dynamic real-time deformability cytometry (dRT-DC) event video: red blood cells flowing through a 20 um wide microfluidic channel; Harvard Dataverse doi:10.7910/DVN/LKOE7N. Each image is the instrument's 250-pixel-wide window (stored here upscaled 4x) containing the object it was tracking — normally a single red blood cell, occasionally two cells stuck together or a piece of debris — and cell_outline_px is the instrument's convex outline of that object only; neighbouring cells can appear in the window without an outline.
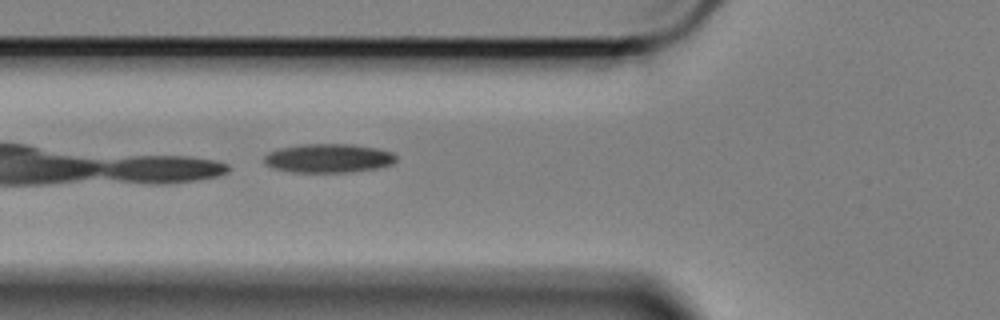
{"species": "Egyptian fruit bat (a non-hibernating species)", "species_latin": "Rousettus aegyptiacus", "temperature_condition": "cold", "stored_images_in_passage": 24, "camera_frame_rate_fps": 3000, "um_per_image_px": 0.085, "animal": {"sex": "female"}, "frame": {"image": 1, "passage_image": 3, "time_ms": 0.667, "image_size_px": [1000, 320], "cell_outline_px": [[396, 160], [392, 164], [376, 168], [348, 172], [292, 172], [276, 168], [268, 164], [264, 160], [264, 156], [268, 152], [280, 148], [300, 144], [352, 144], [376, 148], [392, 152], [396, 156]], "centroid_in_image_um": [27.93, 13.44], "position_along_channel_um": 97.9, "area_um2": 22.02}}
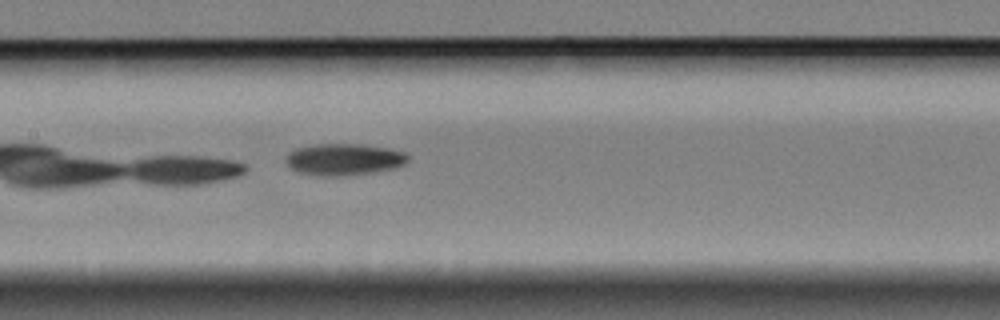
{"frame": {"image": 2, "passage_image": 10, "time_ms": 3.0, "image_size_px": [1000, 320], "cell_outline_px": [[408, 160], [404, 164], [396, 168], [376, 172], [340, 176], [316, 176], [300, 172], [292, 168], [284, 160], [288, 152], [296, 148], [316, 144], [360, 144], [388, 148], [404, 152], [408, 156]], "centroid_in_image_um": [29.23, 13.55], "position_along_channel_um": 178.2, "area_um2": 22.66}}
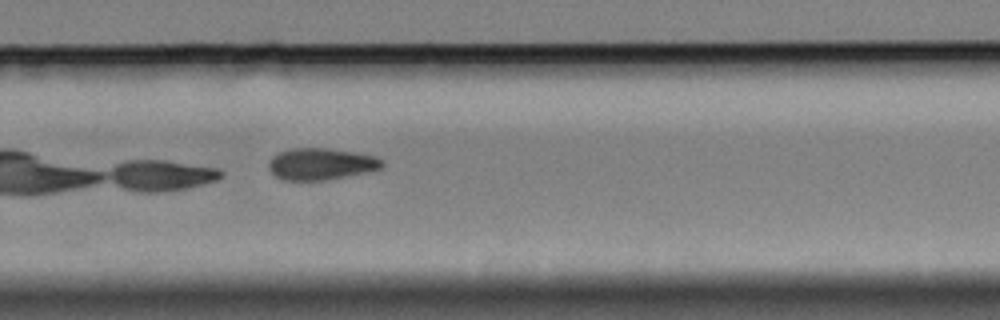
{"frame": {"image": 3, "passage_image": 21, "time_ms": 6.667, "image_size_px": [1000, 320], "cell_outline_px": [[384, 164], [380, 168], [368, 172], [328, 180], [284, 180], [276, 176], [268, 168], [268, 164], [272, 156], [280, 152], [292, 148], [328, 148], [352, 152], [372, 156], [384, 160]], "centroid_in_image_um": [27.28, 13.94], "position_along_channel_um": 302.5, "area_um2": 20.87}}